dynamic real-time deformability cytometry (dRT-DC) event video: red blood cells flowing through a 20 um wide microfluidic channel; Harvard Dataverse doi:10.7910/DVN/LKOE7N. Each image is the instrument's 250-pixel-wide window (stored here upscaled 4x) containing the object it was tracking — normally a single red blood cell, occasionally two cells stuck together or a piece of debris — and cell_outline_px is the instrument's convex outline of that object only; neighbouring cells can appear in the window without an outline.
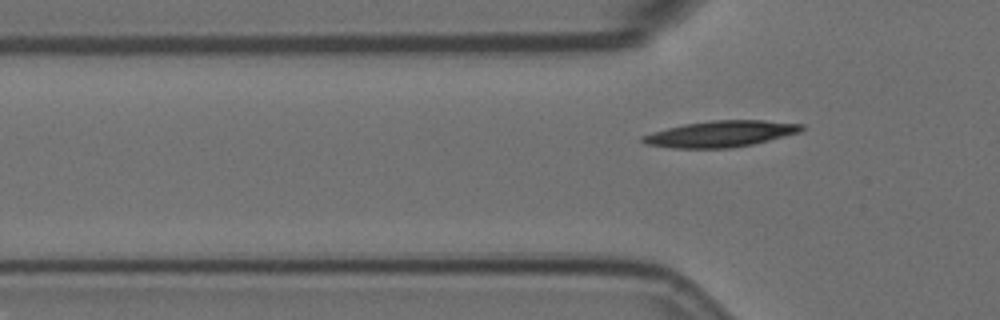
{"species": "Egyptian fruit bat (a non-hibernating species)", "species_latin": "Rousettus aegyptiacus", "temperature_condition": "room temperature", "stored_images_in_passage": 8, "camera_frame_rate_fps": 3000, "um_per_image_px": 0.085, "animal": {"sex": "female"}, "frame": {"image": 1, "passage_image": 8, "time_ms": 2.333, "image_size_px": [1000, 320], "cell_outline_px": [[804, 128], [800, 132], [752, 144], [732, 148], [672, 148], [644, 144], [640, 140], [640, 136], [652, 132], [684, 124], [712, 120], [764, 120], [804, 124]], "centroid_in_image_um": [61.23, 11.38], "position_along_channel_um": 64.6, "area_um2": 24.28}}